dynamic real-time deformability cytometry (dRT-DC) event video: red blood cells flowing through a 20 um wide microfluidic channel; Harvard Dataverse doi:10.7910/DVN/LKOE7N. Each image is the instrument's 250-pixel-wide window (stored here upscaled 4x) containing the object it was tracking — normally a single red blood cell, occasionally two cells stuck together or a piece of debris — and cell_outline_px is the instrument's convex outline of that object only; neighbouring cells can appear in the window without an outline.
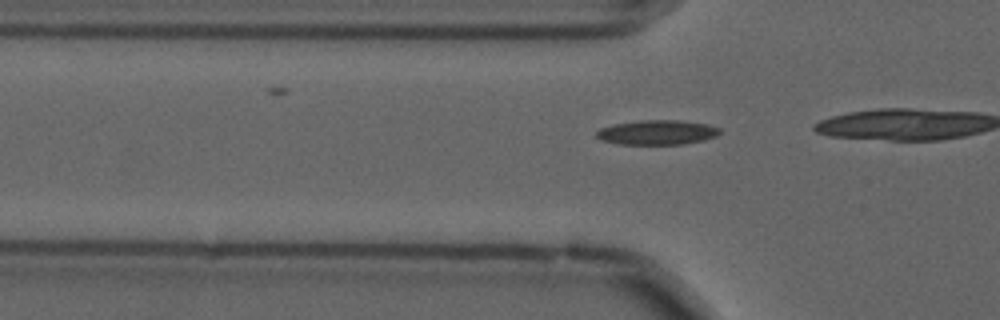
{"species": "common noctule bat (a hibernating species)", "species_latin": "Nyctalus noctula", "temperature_condition": "cold", "stored_images_in_passage": 18, "camera_frame_rate_fps": 3000, "um_per_image_px": 0.085, "animal": {"sex": "male", "forearm_length_mm": 52.5}, "frame": {"image": 1, "passage_image": 15, "time_ms": 4.667, "image_size_px": [1000, 320], "cell_outline_px": [[720, 132], [716, 136], [704, 140], [680, 144], [620, 144], [600, 140], [596, 136], [596, 132], [600, 128], [616, 124], [640, 120], [680, 120], [708, 124], [720, 128]], "centroid_in_image_um": [55.86, 11.25], "position_along_channel_um": 69.9, "area_um2": 17.63}}